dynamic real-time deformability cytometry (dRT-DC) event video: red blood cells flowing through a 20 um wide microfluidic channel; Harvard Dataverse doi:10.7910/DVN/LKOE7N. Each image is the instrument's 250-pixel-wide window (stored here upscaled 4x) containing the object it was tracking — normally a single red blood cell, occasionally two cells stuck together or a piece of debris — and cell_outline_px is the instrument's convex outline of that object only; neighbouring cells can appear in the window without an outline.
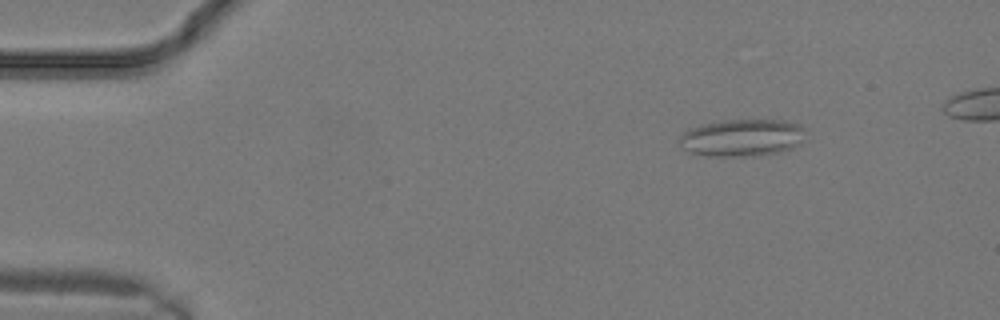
{"species": "common noctule bat (a hibernating species)", "species_latin": "Nyctalus noctula", "temperature_condition": "warm", "stored_images_in_passage": 10, "camera_frame_rate_fps": 3000, "um_per_image_px": 0.085, "animal": {"sex": "male", "body_mass_g": 19.2, "forearm_length_mm": 51.8}, "frame": {"image": 1, "passage_image": 4, "time_ms": 1.0, "image_size_px": [1000, 320], "cell_outline_px": [[808, 140], [792, 148], [780, 152], [760, 156], [704, 156], [692, 152], [684, 148], [680, 140], [680, 136], [688, 128], [704, 124], [724, 120], [784, 120], [800, 124], [804, 128]], "centroid_in_image_um": [63.17, 11.71], "position_along_channel_um": 21.8, "area_um2": 27.74}}